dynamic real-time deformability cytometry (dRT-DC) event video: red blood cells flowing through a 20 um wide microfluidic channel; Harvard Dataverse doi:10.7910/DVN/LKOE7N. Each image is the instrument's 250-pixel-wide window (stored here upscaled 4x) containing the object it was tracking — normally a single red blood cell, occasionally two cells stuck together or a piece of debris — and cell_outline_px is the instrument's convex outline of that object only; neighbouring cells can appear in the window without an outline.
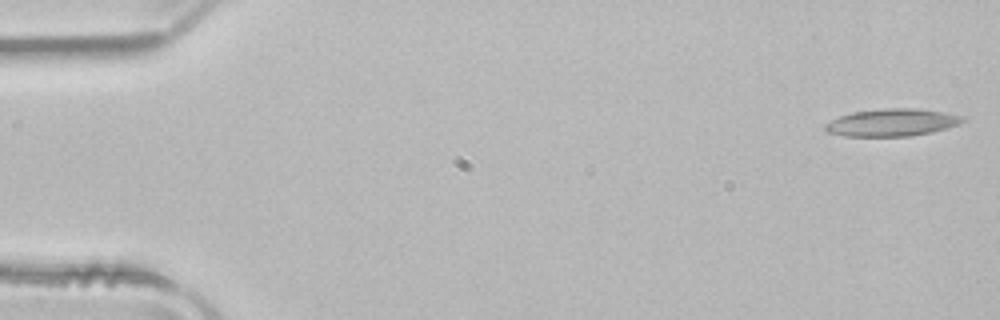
{"species": "common noctule bat (a hibernating species)", "species_latin": "Nyctalus noctula", "temperature_condition": "room temperature", "stored_images_in_passage": 51, "camera_frame_rate_fps": 3000, "um_per_image_px": 0.085, "animal": {"sex": "male", "body_mass_g": 21.5, "forearm_length_mm": 52.0}, "frame": {"image": 1, "passage_image": 1, "time_ms": 0.0, "image_size_px": [1000, 320], "cell_outline_px": [[964, 120], [960, 124], [932, 132], [908, 136], [844, 136], [828, 132], [824, 128], [824, 124], [840, 116], [852, 112], [884, 108], [912, 108], [940, 112], [964, 116]], "centroid_in_image_um": [75.8, 10.41], "position_along_channel_um": 9.2, "area_um2": 21.73}}
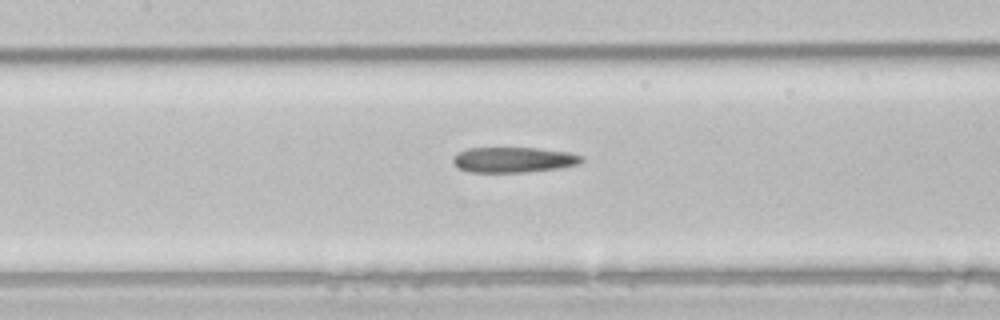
{"frame": {"image": 2, "passage_image": 23, "time_ms": 7.333, "image_size_px": [1000, 320], "cell_outline_px": [[584, 160], [580, 164], [560, 168], [524, 172], [468, 172], [460, 168], [452, 160], [452, 156], [456, 152], [468, 148], [536, 148], [568, 152], [584, 156]], "centroid_in_image_um": [43.66, 13.58], "position_along_channel_um": 163.7, "area_um2": 19.13}}
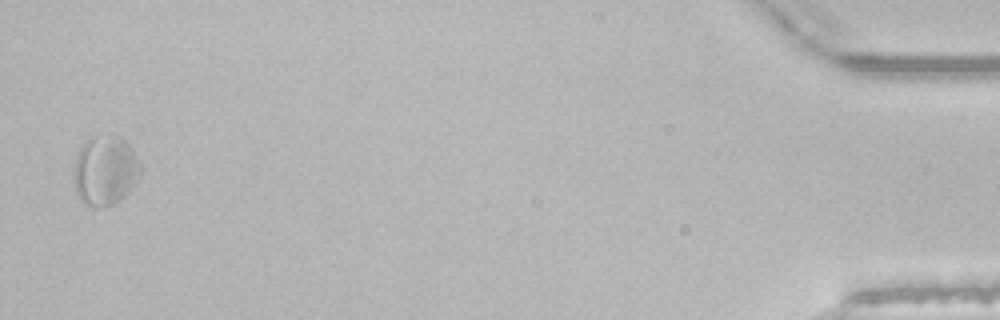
{"frame": {"image": 3, "passage_image": 50, "time_ms": 16.333, "image_size_px": [1000, 320], "cell_outline_px": [[144, 168], [136, 184], [124, 196], [112, 204], [100, 208], [96, 208], [84, 204], [80, 200], [76, 192], [72, 176], [76, 152], [84, 140], [92, 136], [108, 132], [112, 132], [120, 136], [132, 148], [140, 160]], "centroid_in_image_um": [8.94, 14.44], "position_along_channel_um": 426.3, "area_um2": 28.38}, "authors_computed_cell_mechanics": {"area_um2": 20.3456, "velocity_mm_per_s": 3.9471, "shape_relaxation_time_tau1_ms": null, "shape_relaxation_time_tau2_ms": 6.607, "deformation_change_tau1": null, "deformation_change_tau2": 0.181}}